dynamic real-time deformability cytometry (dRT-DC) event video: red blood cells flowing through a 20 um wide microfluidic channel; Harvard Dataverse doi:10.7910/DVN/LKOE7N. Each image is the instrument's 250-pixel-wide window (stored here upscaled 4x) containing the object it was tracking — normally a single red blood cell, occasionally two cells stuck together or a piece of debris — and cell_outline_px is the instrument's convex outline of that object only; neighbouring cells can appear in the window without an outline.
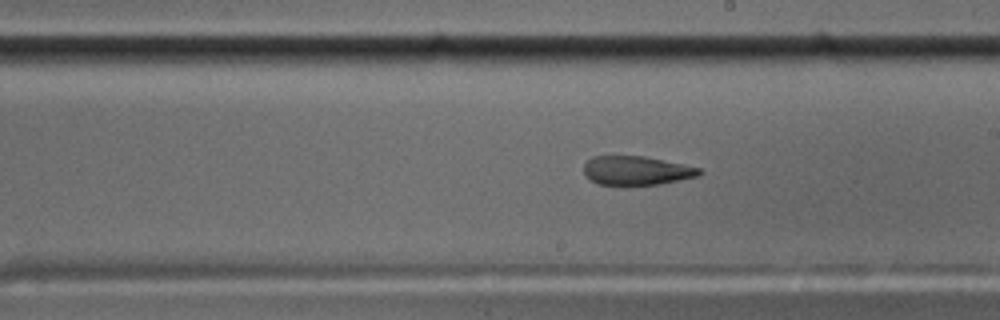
{"species": "common noctule bat (a hibernating species)", "species_latin": "Nyctalus noctula", "temperature_condition": "cold", "stored_images_in_passage": 51, "camera_frame_rate_fps": 3000, "um_per_image_px": 0.085, "animal": {"sex": "male", "body_mass_g": 17.5, "forearm_length_mm": 52.3}, "frame": {"image": 1, "passage_image": 27, "time_ms": 8.667, "image_size_px": [1000, 320], "cell_outline_px": [[704, 172], [700, 176], [660, 184], [596, 184], [584, 176], [584, 164], [592, 156], [644, 156], [684, 164], [700, 168]], "centroid_in_image_um": [54.11, 14.49], "position_along_channel_um": 234.9, "area_um2": 19.54}}
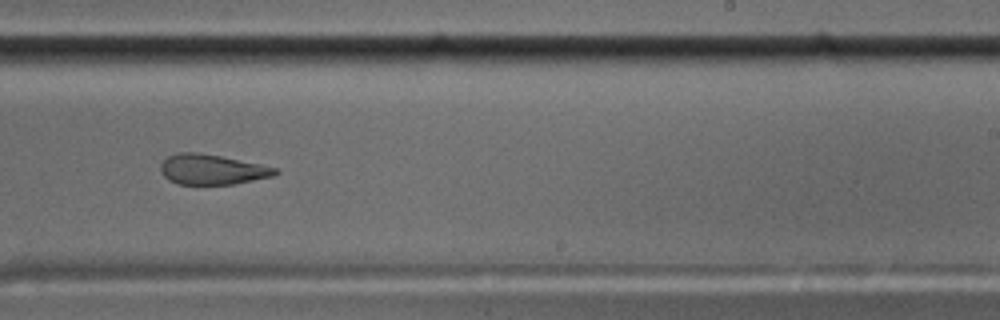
{"frame": {"image": 2, "passage_image": 30, "time_ms": 9.667, "image_size_px": [1000, 320], "cell_outline_px": [[280, 172], [276, 176], [232, 184], [176, 184], [168, 180], [160, 172], [160, 164], [168, 156], [180, 152], [196, 152], [220, 156], [260, 164], [276, 168]], "centroid_in_image_um": [18.01, 14.41], "position_along_channel_um": 271.0, "area_um2": 20.17}}
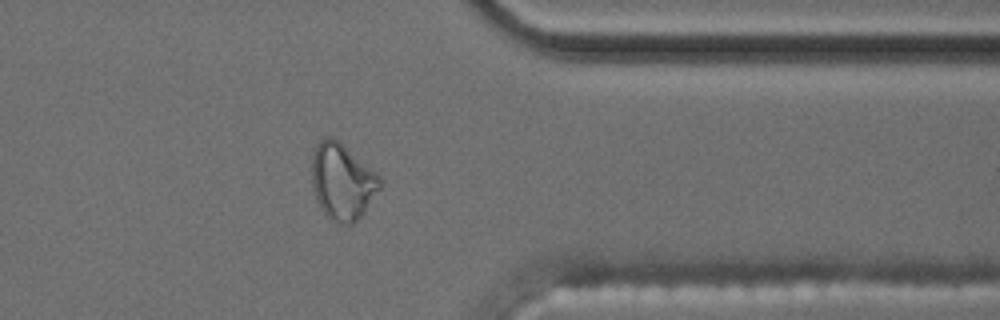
{"frame": {"image": 3, "passage_image": 40, "time_ms": 13.0, "image_size_px": [1000, 320], "cell_outline_px": [[380, 188], [364, 212], [352, 224], [340, 224], [328, 220], [316, 196], [312, 184], [312, 152], [316, 144], [324, 136], [332, 136], [376, 172], [380, 176]], "centroid_in_image_um": [29.07, 15.43], "position_along_channel_um": 382.3, "area_um2": 30.0}, "authors_computed_cell_mechanics": {"area_um2": 21.386, "velocity_mm_per_s": 3.6021, "shape_relaxation_time_tau1_ms": null, "shape_relaxation_time_tau2_ms": 3.364, "deformation_change_tau1": null, "deformation_change_tau2": 0.1142}}